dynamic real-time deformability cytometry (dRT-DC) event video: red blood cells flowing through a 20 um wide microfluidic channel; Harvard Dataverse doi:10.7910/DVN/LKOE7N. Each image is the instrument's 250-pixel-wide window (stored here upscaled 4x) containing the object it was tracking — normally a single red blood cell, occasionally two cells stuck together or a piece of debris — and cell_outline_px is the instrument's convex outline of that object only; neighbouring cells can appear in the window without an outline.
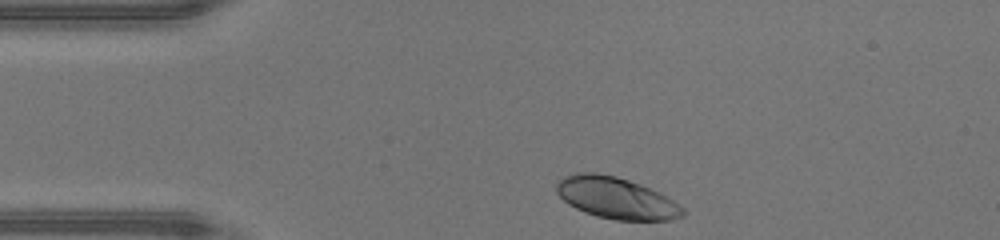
{"species": "human", "species_latin": "Homo sapiens", "temperature_condition": "warm", "stored_images_in_passage": 30, "camera_frame_rate_fps": 3000, "um_per_image_px": 0.085, "donor": {"sex": "male"}, "frame": {"image": 1, "passage_image": 1, "time_ms": 0.0, "image_size_px": [1000, 240], "cell_outline_px": [[684, 216], [672, 220], [616, 220], [596, 216], [584, 212], [568, 204], [556, 192], [556, 184], [564, 176], [576, 172], [596, 172], [616, 176], [640, 184], [660, 192], [684, 208]], "centroid_in_image_um": [52.37, 16.83], "position_along_channel_um": 32.6, "area_um2": 30.63}}
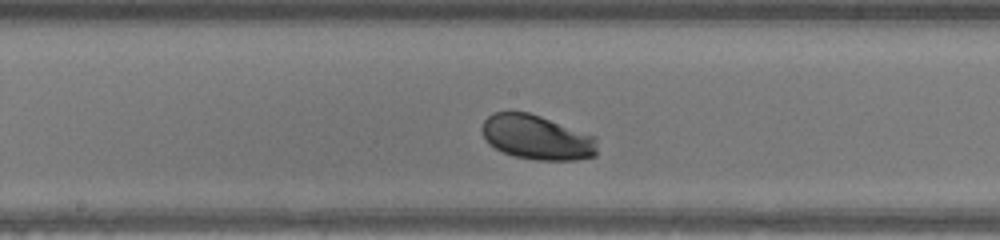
{"frame": {"image": 2, "passage_image": 16, "time_ms": 5.0, "image_size_px": [1000, 240], "cell_outline_px": [[596, 156], [576, 160], [536, 160], [512, 156], [496, 148], [484, 136], [480, 128], [484, 120], [492, 112], [528, 112], [540, 116], [596, 136]], "centroid_in_image_um": [45.64, 11.68], "position_along_channel_um": 202.6, "area_um2": 29.88}}
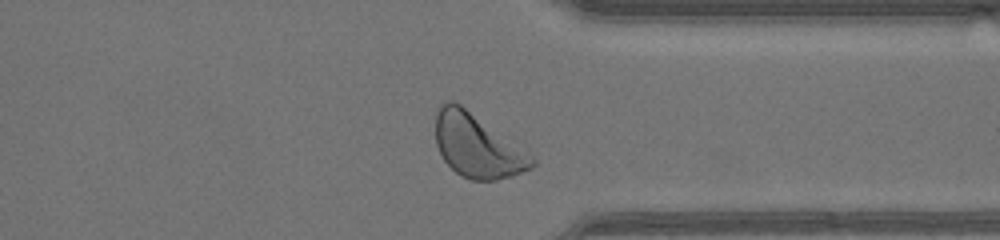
{"frame": {"image": 3, "passage_image": 28, "time_ms": 9.0, "image_size_px": [1000, 240], "cell_outline_px": [[536, 164], [532, 168], [512, 176], [496, 180], [472, 180], [460, 176], [444, 160], [436, 144], [436, 112], [440, 104], [444, 100], [452, 100], [460, 104], [532, 156], [536, 160]], "centroid_in_image_um": [40.53, 12.4], "position_along_channel_um": 370.9, "area_um2": 35.14}, "authors_computed_cell_mechanics": {"area_um2": 30.056, "velocity_mm_per_s": 4.2917, "shape_relaxation_time_tau1_ms": 1.2303, "shape_relaxation_time_tau2_ms": null, "deformation_change_tau1": 0.1163, "deformation_change_tau2": null}}